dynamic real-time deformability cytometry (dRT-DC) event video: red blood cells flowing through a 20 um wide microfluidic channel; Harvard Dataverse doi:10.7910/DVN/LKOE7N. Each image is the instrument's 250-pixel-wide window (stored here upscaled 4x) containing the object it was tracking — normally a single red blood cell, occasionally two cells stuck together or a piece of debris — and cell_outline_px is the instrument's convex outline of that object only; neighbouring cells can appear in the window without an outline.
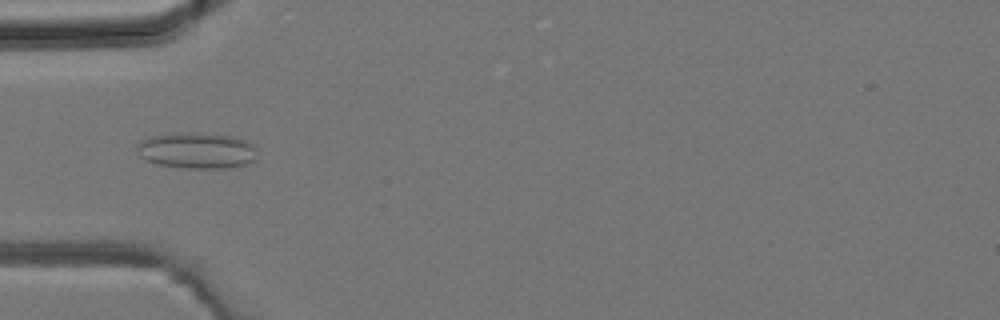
{"species": "common noctule bat (a hibernating species)", "species_latin": "Nyctalus noctula", "temperature_condition": "room temperature", "stored_images_in_passage": 3, "camera_frame_rate_fps": 3000, "um_per_image_px": 0.085, "animal": {"sex": "male", "body_mass_g": 19.2, "forearm_length_mm": 51.8}, "frame": {"image": 1, "passage_image": 3, "time_ms": 0.667, "image_size_px": [1000, 320], "cell_outline_px": [[256, 160], [248, 164], [224, 168], [192, 168], [156, 164], [144, 160], [140, 156], [136, 148], [136, 144], [140, 140], [152, 136], [172, 132], [192, 132], [236, 136], [252, 144], [256, 148]], "centroid_in_image_um": [16.71, 12.78], "position_along_channel_um": 68.3, "area_um2": 25.66}}